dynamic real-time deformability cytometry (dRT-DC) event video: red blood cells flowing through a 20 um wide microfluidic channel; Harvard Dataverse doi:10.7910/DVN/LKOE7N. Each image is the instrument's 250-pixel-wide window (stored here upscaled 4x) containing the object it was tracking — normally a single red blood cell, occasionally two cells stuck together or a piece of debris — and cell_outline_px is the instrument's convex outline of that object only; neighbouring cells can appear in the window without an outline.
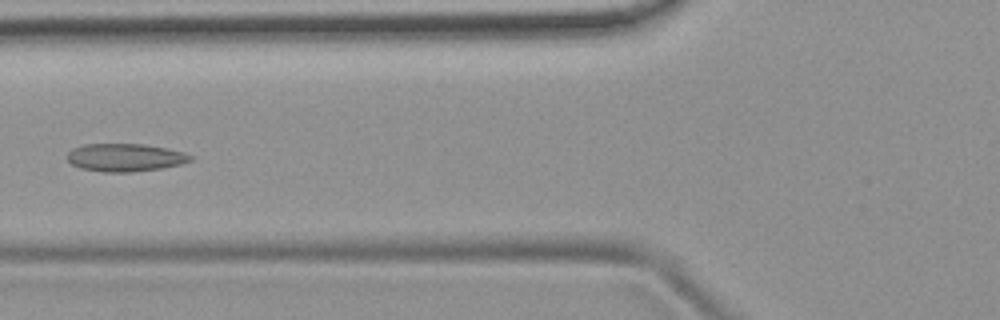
{"species": "common noctule bat (a hibernating species)", "species_latin": "Nyctalus noctula", "temperature_condition": "room temperature", "stored_images_in_passage": 8, "camera_frame_rate_fps": 3000, "um_per_image_px": 0.085, "animal": {"sex": "female", "body_mass_g": 19.9}, "frame": {"image": 1, "passage_image": 6, "time_ms": 6.0, "image_size_px": [1000, 320], "cell_outline_px": [[192, 160], [180, 164], [160, 168], [132, 172], [104, 172], [80, 168], [72, 164], [68, 160], [68, 152], [72, 148], [84, 144], [144, 144], [184, 152], [192, 156]], "centroid_in_image_um": [10.61, 13.38], "position_along_channel_um": 115.2, "area_um2": 19.88}}
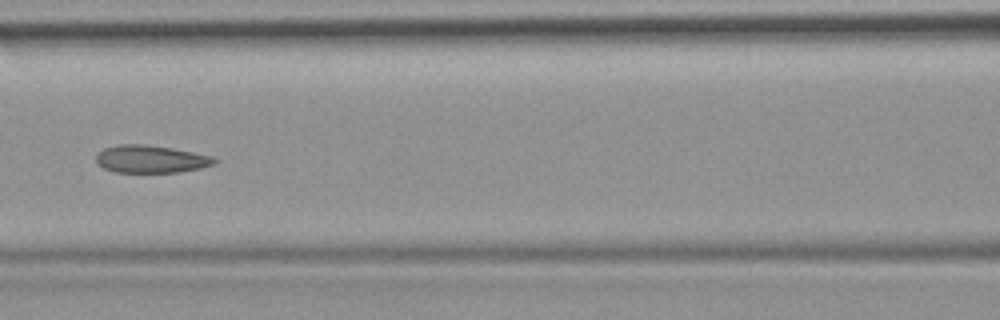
{"frame": {"image": 2, "passage_image": 7, "time_ms": 7.0, "image_size_px": [1000, 320], "cell_outline_px": [[220, 160], [216, 164], [200, 168], [180, 172], [116, 172], [104, 168], [96, 160], [96, 156], [104, 148], [120, 144], [144, 144], [172, 148], [212, 156]], "centroid_in_image_um": [12.87, 13.52], "position_along_channel_um": 153.7, "area_um2": 18.96}}
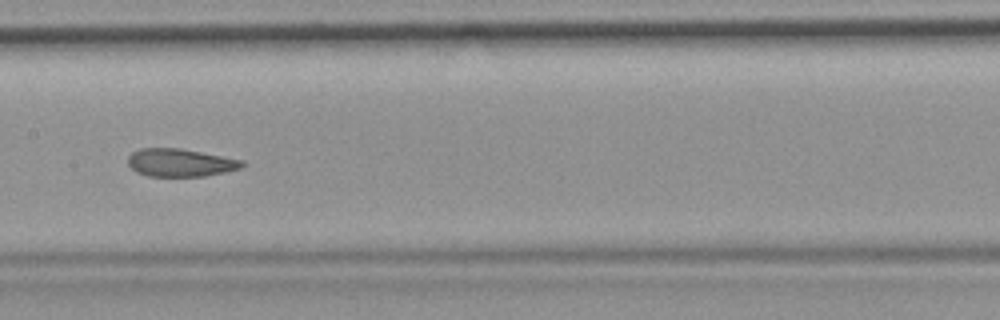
{"frame": {"image": 3, "passage_image": 8, "time_ms": 8.0, "image_size_px": [1000, 320], "cell_outline_px": [[244, 164], [240, 168], [224, 172], [204, 176], [148, 176], [136, 172], [128, 164], [128, 156], [132, 152], [140, 148], [180, 148], [244, 160]], "centroid_in_image_um": [15.3, 13.82], "position_along_channel_um": 192.1, "area_um2": 18.5}}